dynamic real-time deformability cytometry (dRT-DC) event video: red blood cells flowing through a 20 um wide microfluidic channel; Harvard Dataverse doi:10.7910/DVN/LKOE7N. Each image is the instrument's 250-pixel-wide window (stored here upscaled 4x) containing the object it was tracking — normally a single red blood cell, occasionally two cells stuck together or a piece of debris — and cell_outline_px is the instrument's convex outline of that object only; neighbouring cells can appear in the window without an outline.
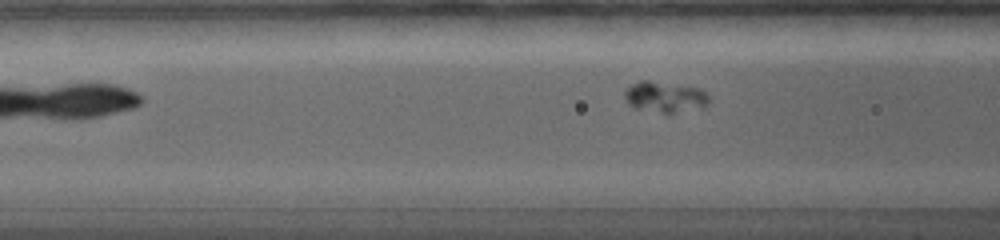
{"species": "common noctule bat (a hibernating species)", "species_latin": "Nyctalus noctula", "temperature_condition": "warm", "stored_images_in_passage": 46, "camera_frame_rate_fps": 5000, "um_per_image_px": 0.085, "animal": {"sex": "female", "body_mass_g": 19.0, "forearm_length_mm": 56.7}, "frame": {"image": 1, "passage_image": 10, "time_ms": 3.2, "image_size_px": [1000, 240], "cell_outline_px": [[708, 104], [704, 108], [668, 116], [632, 108], [624, 100], [624, 92], [632, 84], [640, 80], [648, 80], [700, 88], [708, 96]], "centroid_in_image_um": [56.51, 8.31], "position_along_channel_um": 110.1, "area_um2": 16.01}}
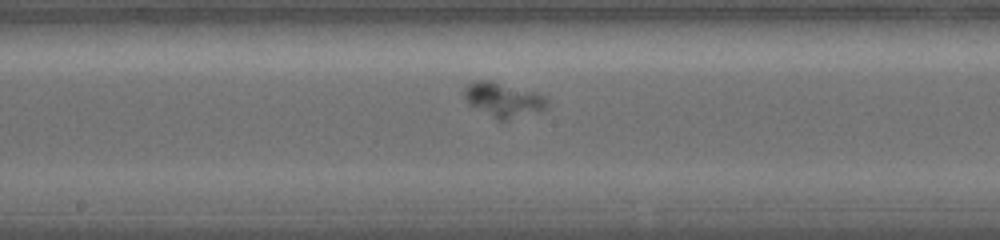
{"frame": {"image": 2, "passage_image": 17, "time_ms": 5.8, "image_size_px": [1000, 240], "cell_outline_px": [[548, 104], [544, 108], [504, 120], [496, 120], [472, 104], [464, 96], [464, 84], [476, 80], [492, 80], [532, 92], [544, 96], [548, 100]], "centroid_in_image_um": [42.72, 8.43], "position_along_channel_um": 205.5, "area_um2": 15.95}}
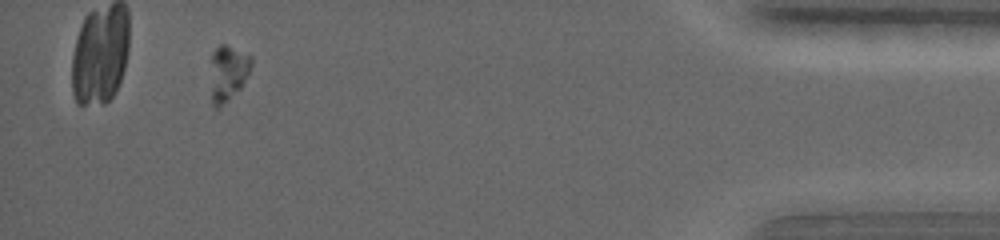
{"frame": {"image": 3, "passage_image": 39, "time_ms": 13.6, "image_size_px": [1000, 240], "cell_outline_px": [[252, 64], [240, 88], [216, 108], [212, 104], [212, 52], [220, 44], [224, 44], [252, 56]], "centroid_in_image_um": [19.39, 6.14], "position_along_channel_um": 415.8, "area_um2": 12.48}}